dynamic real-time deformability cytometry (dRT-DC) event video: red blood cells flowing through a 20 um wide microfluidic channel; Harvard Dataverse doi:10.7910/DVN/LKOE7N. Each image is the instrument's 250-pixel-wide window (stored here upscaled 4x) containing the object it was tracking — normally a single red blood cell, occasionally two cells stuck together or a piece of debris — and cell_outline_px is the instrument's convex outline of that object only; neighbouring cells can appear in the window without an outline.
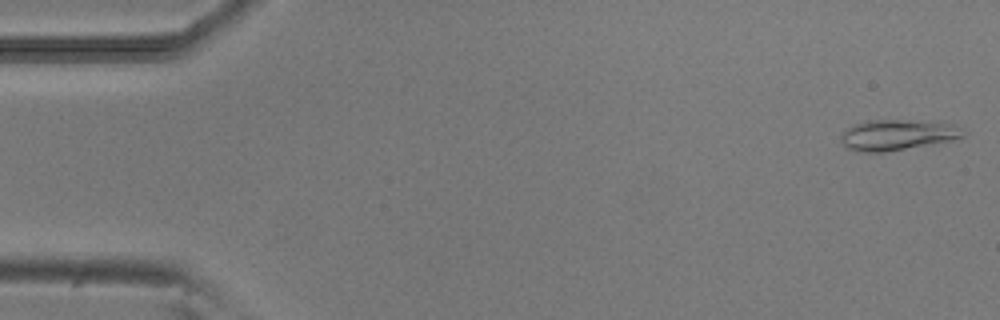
{"species": "common noctule bat (a hibernating species)", "species_latin": "Nyctalus noctula", "temperature_condition": "room temperature", "stored_images_in_passage": 51, "camera_frame_rate_fps": 3000, "um_per_image_px": 0.085, "animal": {"sex": "male", "body_mass_g": 20.5, "forearm_length_mm": 52.5}, "frame": {"image": 1, "passage_image": 1, "time_ms": 0.0, "image_size_px": [1000, 320], "cell_outline_px": [[968, 132], [964, 136], [952, 140], [884, 152], [868, 152], [844, 148], [840, 140], [840, 136], [852, 124], [868, 120], [940, 120], [952, 124]], "centroid_in_image_um": [76.31, 11.44], "position_along_channel_um": 8.7, "area_um2": 22.14}}
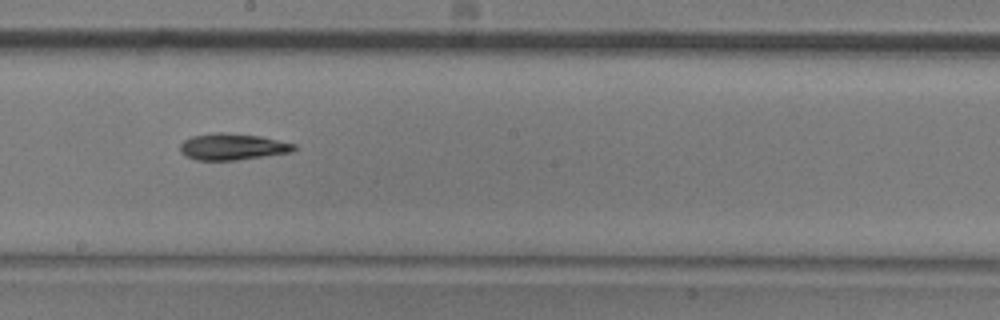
{"frame": {"image": 2, "passage_image": 28, "time_ms": 9.0, "image_size_px": [1000, 320], "cell_outline_px": [[296, 148], [292, 152], [236, 160], [196, 160], [184, 156], [180, 152], [180, 144], [184, 140], [192, 136], [216, 132], [224, 132], [260, 136], [296, 144]], "centroid_in_image_um": [19.73, 12.47], "position_along_channel_um": 228.5, "area_um2": 17.63}}
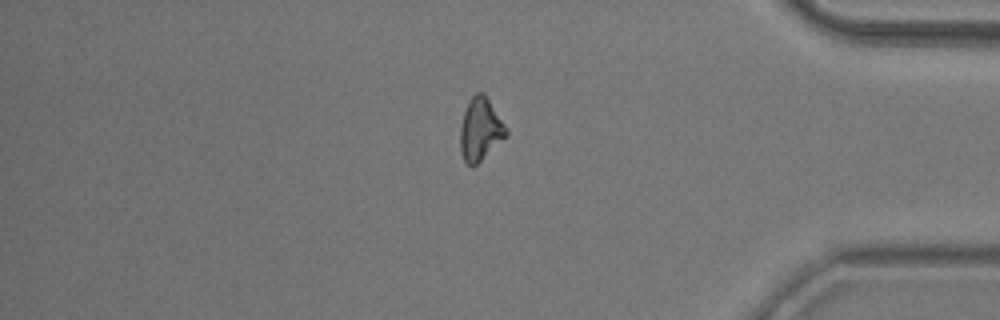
{"frame": {"image": 3, "passage_image": 43, "time_ms": 14.0, "image_size_px": [1000, 320], "cell_outline_px": [[508, 136], [472, 168], [464, 160], [460, 152], [460, 128], [464, 112], [472, 96], [476, 92], [484, 92], [508, 128]], "centroid_in_image_um": [40.85, 11.0], "position_along_channel_um": 394.4, "area_um2": 16.94}, "authors_computed_cell_mechanics": {"area_um2": 17.051, "velocity_mm_per_s": 3.8819, "shape_relaxation_time_tau1_ms": 10.1331, "shape_relaxation_time_tau2_ms": null, "deformation_change_tau1": 0.2354, "deformation_change_tau2": null}}